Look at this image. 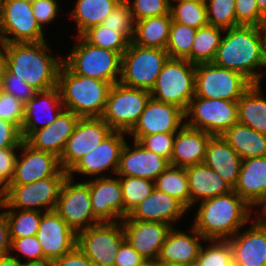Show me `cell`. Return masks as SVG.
Here are the masks:
<instances>
[{
    "mask_svg": "<svg viewBox=\"0 0 266 266\" xmlns=\"http://www.w3.org/2000/svg\"><path fill=\"white\" fill-rule=\"evenodd\" d=\"M211 244L201 246L195 266H230L233 250L228 240H207Z\"/></svg>",
    "mask_w": 266,
    "mask_h": 266,
    "instance_id": "cell-43",
    "label": "cell"
},
{
    "mask_svg": "<svg viewBox=\"0 0 266 266\" xmlns=\"http://www.w3.org/2000/svg\"><path fill=\"white\" fill-rule=\"evenodd\" d=\"M169 58L165 49L141 47L131 41L122 55L119 82L128 87L151 91Z\"/></svg>",
    "mask_w": 266,
    "mask_h": 266,
    "instance_id": "cell-8",
    "label": "cell"
},
{
    "mask_svg": "<svg viewBox=\"0 0 266 266\" xmlns=\"http://www.w3.org/2000/svg\"><path fill=\"white\" fill-rule=\"evenodd\" d=\"M22 266H51L49 260L22 263Z\"/></svg>",
    "mask_w": 266,
    "mask_h": 266,
    "instance_id": "cell-60",
    "label": "cell"
},
{
    "mask_svg": "<svg viewBox=\"0 0 266 266\" xmlns=\"http://www.w3.org/2000/svg\"><path fill=\"white\" fill-rule=\"evenodd\" d=\"M58 8L59 5L56 0H36L32 2V12L42 29L44 24L51 23L56 18Z\"/></svg>",
    "mask_w": 266,
    "mask_h": 266,
    "instance_id": "cell-53",
    "label": "cell"
},
{
    "mask_svg": "<svg viewBox=\"0 0 266 266\" xmlns=\"http://www.w3.org/2000/svg\"><path fill=\"white\" fill-rule=\"evenodd\" d=\"M158 266H195V264L184 265V264L158 263Z\"/></svg>",
    "mask_w": 266,
    "mask_h": 266,
    "instance_id": "cell-64",
    "label": "cell"
},
{
    "mask_svg": "<svg viewBox=\"0 0 266 266\" xmlns=\"http://www.w3.org/2000/svg\"><path fill=\"white\" fill-rule=\"evenodd\" d=\"M253 221L250 228L239 230L228 239L233 250V261L240 266L266 265V223L259 217Z\"/></svg>",
    "mask_w": 266,
    "mask_h": 266,
    "instance_id": "cell-23",
    "label": "cell"
},
{
    "mask_svg": "<svg viewBox=\"0 0 266 266\" xmlns=\"http://www.w3.org/2000/svg\"><path fill=\"white\" fill-rule=\"evenodd\" d=\"M251 85L241 73L213 62L195 65L196 97L238 101Z\"/></svg>",
    "mask_w": 266,
    "mask_h": 266,
    "instance_id": "cell-10",
    "label": "cell"
},
{
    "mask_svg": "<svg viewBox=\"0 0 266 266\" xmlns=\"http://www.w3.org/2000/svg\"><path fill=\"white\" fill-rule=\"evenodd\" d=\"M54 211L76 234L100 223L93 215L88 184L75 183L69 176L61 186Z\"/></svg>",
    "mask_w": 266,
    "mask_h": 266,
    "instance_id": "cell-14",
    "label": "cell"
},
{
    "mask_svg": "<svg viewBox=\"0 0 266 266\" xmlns=\"http://www.w3.org/2000/svg\"><path fill=\"white\" fill-rule=\"evenodd\" d=\"M42 213L38 210H4L8 222L10 239L37 235Z\"/></svg>",
    "mask_w": 266,
    "mask_h": 266,
    "instance_id": "cell-38",
    "label": "cell"
},
{
    "mask_svg": "<svg viewBox=\"0 0 266 266\" xmlns=\"http://www.w3.org/2000/svg\"><path fill=\"white\" fill-rule=\"evenodd\" d=\"M184 111L150 97L139 121L128 135L135 141L156 133H176L185 124Z\"/></svg>",
    "mask_w": 266,
    "mask_h": 266,
    "instance_id": "cell-16",
    "label": "cell"
},
{
    "mask_svg": "<svg viewBox=\"0 0 266 266\" xmlns=\"http://www.w3.org/2000/svg\"><path fill=\"white\" fill-rule=\"evenodd\" d=\"M81 36L94 46L109 49L121 55L127 50L130 43L120 32L101 24L91 27Z\"/></svg>",
    "mask_w": 266,
    "mask_h": 266,
    "instance_id": "cell-42",
    "label": "cell"
},
{
    "mask_svg": "<svg viewBox=\"0 0 266 266\" xmlns=\"http://www.w3.org/2000/svg\"><path fill=\"white\" fill-rule=\"evenodd\" d=\"M203 163L234 188L238 180L242 159L222 136L210 138L206 146Z\"/></svg>",
    "mask_w": 266,
    "mask_h": 266,
    "instance_id": "cell-30",
    "label": "cell"
},
{
    "mask_svg": "<svg viewBox=\"0 0 266 266\" xmlns=\"http://www.w3.org/2000/svg\"><path fill=\"white\" fill-rule=\"evenodd\" d=\"M45 41L6 43L7 70L23 79L37 91L57 86L58 72L63 64L61 56L54 57Z\"/></svg>",
    "mask_w": 266,
    "mask_h": 266,
    "instance_id": "cell-3",
    "label": "cell"
},
{
    "mask_svg": "<svg viewBox=\"0 0 266 266\" xmlns=\"http://www.w3.org/2000/svg\"><path fill=\"white\" fill-rule=\"evenodd\" d=\"M208 24L219 28L236 27L235 0H205Z\"/></svg>",
    "mask_w": 266,
    "mask_h": 266,
    "instance_id": "cell-44",
    "label": "cell"
},
{
    "mask_svg": "<svg viewBox=\"0 0 266 266\" xmlns=\"http://www.w3.org/2000/svg\"><path fill=\"white\" fill-rule=\"evenodd\" d=\"M51 266H95L76 246L68 254L50 261Z\"/></svg>",
    "mask_w": 266,
    "mask_h": 266,
    "instance_id": "cell-55",
    "label": "cell"
},
{
    "mask_svg": "<svg viewBox=\"0 0 266 266\" xmlns=\"http://www.w3.org/2000/svg\"><path fill=\"white\" fill-rule=\"evenodd\" d=\"M236 27L261 26L263 15L257 8L256 0H235Z\"/></svg>",
    "mask_w": 266,
    "mask_h": 266,
    "instance_id": "cell-51",
    "label": "cell"
},
{
    "mask_svg": "<svg viewBox=\"0 0 266 266\" xmlns=\"http://www.w3.org/2000/svg\"><path fill=\"white\" fill-rule=\"evenodd\" d=\"M24 106L15 96L0 90V119L15 124L20 130L24 120Z\"/></svg>",
    "mask_w": 266,
    "mask_h": 266,
    "instance_id": "cell-47",
    "label": "cell"
},
{
    "mask_svg": "<svg viewBox=\"0 0 266 266\" xmlns=\"http://www.w3.org/2000/svg\"><path fill=\"white\" fill-rule=\"evenodd\" d=\"M145 258L125 241L115 256L114 266H137Z\"/></svg>",
    "mask_w": 266,
    "mask_h": 266,
    "instance_id": "cell-56",
    "label": "cell"
},
{
    "mask_svg": "<svg viewBox=\"0 0 266 266\" xmlns=\"http://www.w3.org/2000/svg\"><path fill=\"white\" fill-rule=\"evenodd\" d=\"M261 27L265 31V34H266V25H261Z\"/></svg>",
    "mask_w": 266,
    "mask_h": 266,
    "instance_id": "cell-69",
    "label": "cell"
},
{
    "mask_svg": "<svg viewBox=\"0 0 266 266\" xmlns=\"http://www.w3.org/2000/svg\"><path fill=\"white\" fill-rule=\"evenodd\" d=\"M200 203L192 226L206 240H228L249 223L253 212L234 190Z\"/></svg>",
    "mask_w": 266,
    "mask_h": 266,
    "instance_id": "cell-2",
    "label": "cell"
},
{
    "mask_svg": "<svg viewBox=\"0 0 266 266\" xmlns=\"http://www.w3.org/2000/svg\"><path fill=\"white\" fill-rule=\"evenodd\" d=\"M125 241L121 221L102 222L77 234V247L95 266H114L115 256Z\"/></svg>",
    "mask_w": 266,
    "mask_h": 266,
    "instance_id": "cell-12",
    "label": "cell"
},
{
    "mask_svg": "<svg viewBox=\"0 0 266 266\" xmlns=\"http://www.w3.org/2000/svg\"><path fill=\"white\" fill-rule=\"evenodd\" d=\"M19 256H12L11 253L0 256V266H22Z\"/></svg>",
    "mask_w": 266,
    "mask_h": 266,
    "instance_id": "cell-59",
    "label": "cell"
},
{
    "mask_svg": "<svg viewBox=\"0 0 266 266\" xmlns=\"http://www.w3.org/2000/svg\"><path fill=\"white\" fill-rule=\"evenodd\" d=\"M89 186L91 208L100 222H117L124 219L123 192L120 179L95 177L86 181Z\"/></svg>",
    "mask_w": 266,
    "mask_h": 266,
    "instance_id": "cell-18",
    "label": "cell"
},
{
    "mask_svg": "<svg viewBox=\"0 0 266 266\" xmlns=\"http://www.w3.org/2000/svg\"><path fill=\"white\" fill-rule=\"evenodd\" d=\"M7 71L6 43L0 40V87Z\"/></svg>",
    "mask_w": 266,
    "mask_h": 266,
    "instance_id": "cell-58",
    "label": "cell"
},
{
    "mask_svg": "<svg viewBox=\"0 0 266 266\" xmlns=\"http://www.w3.org/2000/svg\"><path fill=\"white\" fill-rule=\"evenodd\" d=\"M126 142L122 149L116 176H130L155 181L170 166L167 158L147 150L138 141L134 146Z\"/></svg>",
    "mask_w": 266,
    "mask_h": 266,
    "instance_id": "cell-21",
    "label": "cell"
},
{
    "mask_svg": "<svg viewBox=\"0 0 266 266\" xmlns=\"http://www.w3.org/2000/svg\"><path fill=\"white\" fill-rule=\"evenodd\" d=\"M125 240L145 259L157 260L171 225L160 222L122 220Z\"/></svg>",
    "mask_w": 266,
    "mask_h": 266,
    "instance_id": "cell-22",
    "label": "cell"
},
{
    "mask_svg": "<svg viewBox=\"0 0 266 266\" xmlns=\"http://www.w3.org/2000/svg\"><path fill=\"white\" fill-rule=\"evenodd\" d=\"M124 132L113 131L91 152L84 155L69 171L73 178L74 172L85 175L107 177L102 175L107 169H112L116 175L121 152L126 144ZM101 173V175H100Z\"/></svg>",
    "mask_w": 266,
    "mask_h": 266,
    "instance_id": "cell-17",
    "label": "cell"
},
{
    "mask_svg": "<svg viewBox=\"0 0 266 266\" xmlns=\"http://www.w3.org/2000/svg\"><path fill=\"white\" fill-rule=\"evenodd\" d=\"M67 176L68 173L60 169L54 176L30 184L7 185L3 189L2 208L41 212L53 211L59 198L61 186Z\"/></svg>",
    "mask_w": 266,
    "mask_h": 266,
    "instance_id": "cell-6",
    "label": "cell"
},
{
    "mask_svg": "<svg viewBox=\"0 0 266 266\" xmlns=\"http://www.w3.org/2000/svg\"><path fill=\"white\" fill-rule=\"evenodd\" d=\"M22 141L21 130L15 124L0 119V149L20 147Z\"/></svg>",
    "mask_w": 266,
    "mask_h": 266,
    "instance_id": "cell-54",
    "label": "cell"
},
{
    "mask_svg": "<svg viewBox=\"0 0 266 266\" xmlns=\"http://www.w3.org/2000/svg\"><path fill=\"white\" fill-rule=\"evenodd\" d=\"M197 29L172 22L165 50L172 59H186L191 63V48Z\"/></svg>",
    "mask_w": 266,
    "mask_h": 266,
    "instance_id": "cell-40",
    "label": "cell"
},
{
    "mask_svg": "<svg viewBox=\"0 0 266 266\" xmlns=\"http://www.w3.org/2000/svg\"><path fill=\"white\" fill-rule=\"evenodd\" d=\"M213 63L237 71L252 84H260L266 68V34L261 26L240 25L224 30ZM257 71V72H256Z\"/></svg>",
    "mask_w": 266,
    "mask_h": 266,
    "instance_id": "cell-1",
    "label": "cell"
},
{
    "mask_svg": "<svg viewBox=\"0 0 266 266\" xmlns=\"http://www.w3.org/2000/svg\"><path fill=\"white\" fill-rule=\"evenodd\" d=\"M233 190L251 207L266 202V156L242 160Z\"/></svg>",
    "mask_w": 266,
    "mask_h": 266,
    "instance_id": "cell-27",
    "label": "cell"
},
{
    "mask_svg": "<svg viewBox=\"0 0 266 266\" xmlns=\"http://www.w3.org/2000/svg\"><path fill=\"white\" fill-rule=\"evenodd\" d=\"M171 24V14L136 21L132 42L141 47L165 49L169 39Z\"/></svg>",
    "mask_w": 266,
    "mask_h": 266,
    "instance_id": "cell-34",
    "label": "cell"
},
{
    "mask_svg": "<svg viewBox=\"0 0 266 266\" xmlns=\"http://www.w3.org/2000/svg\"><path fill=\"white\" fill-rule=\"evenodd\" d=\"M70 54L63 58V64L75 75L87 76L109 82L118 83L121 77L122 55L118 52L94 46L82 36Z\"/></svg>",
    "mask_w": 266,
    "mask_h": 266,
    "instance_id": "cell-5",
    "label": "cell"
},
{
    "mask_svg": "<svg viewBox=\"0 0 266 266\" xmlns=\"http://www.w3.org/2000/svg\"><path fill=\"white\" fill-rule=\"evenodd\" d=\"M242 160L266 156V135L236 123L221 135Z\"/></svg>",
    "mask_w": 266,
    "mask_h": 266,
    "instance_id": "cell-32",
    "label": "cell"
},
{
    "mask_svg": "<svg viewBox=\"0 0 266 266\" xmlns=\"http://www.w3.org/2000/svg\"><path fill=\"white\" fill-rule=\"evenodd\" d=\"M0 22H1V0H0Z\"/></svg>",
    "mask_w": 266,
    "mask_h": 266,
    "instance_id": "cell-70",
    "label": "cell"
},
{
    "mask_svg": "<svg viewBox=\"0 0 266 266\" xmlns=\"http://www.w3.org/2000/svg\"><path fill=\"white\" fill-rule=\"evenodd\" d=\"M122 0H77L71 17L75 19L78 36L100 25Z\"/></svg>",
    "mask_w": 266,
    "mask_h": 266,
    "instance_id": "cell-35",
    "label": "cell"
},
{
    "mask_svg": "<svg viewBox=\"0 0 266 266\" xmlns=\"http://www.w3.org/2000/svg\"><path fill=\"white\" fill-rule=\"evenodd\" d=\"M36 236L49 261L68 254L77 246V234L54 210L42 214Z\"/></svg>",
    "mask_w": 266,
    "mask_h": 266,
    "instance_id": "cell-19",
    "label": "cell"
},
{
    "mask_svg": "<svg viewBox=\"0 0 266 266\" xmlns=\"http://www.w3.org/2000/svg\"><path fill=\"white\" fill-rule=\"evenodd\" d=\"M150 91L115 83L111 86L102 119L113 131L129 134L150 99Z\"/></svg>",
    "mask_w": 266,
    "mask_h": 266,
    "instance_id": "cell-9",
    "label": "cell"
},
{
    "mask_svg": "<svg viewBox=\"0 0 266 266\" xmlns=\"http://www.w3.org/2000/svg\"><path fill=\"white\" fill-rule=\"evenodd\" d=\"M44 38L43 29L32 12V2L1 0L0 40L26 43L45 41Z\"/></svg>",
    "mask_w": 266,
    "mask_h": 266,
    "instance_id": "cell-13",
    "label": "cell"
},
{
    "mask_svg": "<svg viewBox=\"0 0 266 266\" xmlns=\"http://www.w3.org/2000/svg\"><path fill=\"white\" fill-rule=\"evenodd\" d=\"M171 4L170 14L172 22H178L192 28H201L208 25L205 1L183 0Z\"/></svg>",
    "mask_w": 266,
    "mask_h": 266,
    "instance_id": "cell-39",
    "label": "cell"
},
{
    "mask_svg": "<svg viewBox=\"0 0 266 266\" xmlns=\"http://www.w3.org/2000/svg\"><path fill=\"white\" fill-rule=\"evenodd\" d=\"M175 133H156L142 137L138 142L147 150L153 151L170 161Z\"/></svg>",
    "mask_w": 266,
    "mask_h": 266,
    "instance_id": "cell-50",
    "label": "cell"
},
{
    "mask_svg": "<svg viewBox=\"0 0 266 266\" xmlns=\"http://www.w3.org/2000/svg\"><path fill=\"white\" fill-rule=\"evenodd\" d=\"M113 130L101 117L79 118L59 158L61 169L68 171L97 147Z\"/></svg>",
    "mask_w": 266,
    "mask_h": 266,
    "instance_id": "cell-15",
    "label": "cell"
},
{
    "mask_svg": "<svg viewBox=\"0 0 266 266\" xmlns=\"http://www.w3.org/2000/svg\"><path fill=\"white\" fill-rule=\"evenodd\" d=\"M170 1L175 2V1H183V0H170ZM192 1H205V0H192Z\"/></svg>",
    "mask_w": 266,
    "mask_h": 266,
    "instance_id": "cell-67",
    "label": "cell"
},
{
    "mask_svg": "<svg viewBox=\"0 0 266 266\" xmlns=\"http://www.w3.org/2000/svg\"><path fill=\"white\" fill-rule=\"evenodd\" d=\"M123 192L124 218L145 200L155 188V181L144 178L119 176Z\"/></svg>",
    "mask_w": 266,
    "mask_h": 266,
    "instance_id": "cell-41",
    "label": "cell"
},
{
    "mask_svg": "<svg viewBox=\"0 0 266 266\" xmlns=\"http://www.w3.org/2000/svg\"><path fill=\"white\" fill-rule=\"evenodd\" d=\"M16 149L18 150L20 147L0 149V187L3 189L10 183L15 173Z\"/></svg>",
    "mask_w": 266,
    "mask_h": 266,
    "instance_id": "cell-52",
    "label": "cell"
},
{
    "mask_svg": "<svg viewBox=\"0 0 266 266\" xmlns=\"http://www.w3.org/2000/svg\"><path fill=\"white\" fill-rule=\"evenodd\" d=\"M230 266H240L238 264H236L234 261L230 264Z\"/></svg>",
    "mask_w": 266,
    "mask_h": 266,
    "instance_id": "cell-68",
    "label": "cell"
},
{
    "mask_svg": "<svg viewBox=\"0 0 266 266\" xmlns=\"http://www.w3.org/2000/svg\"><path fill=\"white\" fill-rule=\"evenodd\" d=\"M10 236L4 210L0 213V256L10 253Z\"/></svg>",
    "mask_w": 266,
    "mask_h": 266,
    "instance_id": "cell-57",
    "label": "cell"
},
{
    "mask_svg": "<svg viewBox=\"0 0 266 266\" xmlns=\"http://www.w3.org/2000/svg\"><path fill=\"white\" fill-rule=\"evenodd\" d=\"M10 241V252L12 250L20 252L27 258L24 263L47 260L36 235L10 239Z\"/></svg>",
    "mask_w": 266,
    "mask_h": 266,
    "instance_id": "cell-49",
    "label": "cell"
},
{
    "mask_svg": "<svg viewBox=\"0 0 266 266\" xmlns=\"http://www.w3.org/2000/svg\"><path fill=\"white\" fill-rule=\"evenodd\" d=\"M211 134L183 125L176 133L170 165L186 168L202 164Z\"/></svg>",
    "mask_w": 266,
    "mask_h": 266,
    "instance_id": "cell-28",
    "label": "cell"
},
{
    "mask_svg": "<svg viewBox=\"0 0 266 266\" xmlns=\"http://www.w3.org/2000/svg\"><path fill=\"white\" fill-rule=\"evenodd\" d=\"M238 123L266 135V98L260 84H252L237 101Z\"/></svg>",
    "mask_w": 266,
    "mask_h": 266,
    "instance_id": "cell-33",
    "label": "cell"
},
{
    "mask_svg": "<svg viewBox=\"0 0 266 266\" xmlns=\"http://www.w3.org/2000/svg\"><path fill=\"white\" fill-rule=\"evenodd\" d=\"M137 266H158V261L157 260H153V259H144Z\"/></svg>",
    "mask_w": 266,
    "mask_h": 266,
    "instance_id": "cell-62",
    "label": "cell"
},
{
    "mask_svg": "<svg viewBox=\"0 0 266 266\" xmlns=\"http://www.w3.org/2000/svg\"><path fill=\"white\" fill-rule=\"evenodd\" d=\"M188 209L176 198L154 188L151 194L123 220L160 222L171 225L178 222Z\"/></svg>",
    "mask_w": 266,
    "mask_h": 266,
    "instance_id": "cell-25",
    "label": "cell"
},
{
    "mask_svg": "<svg viewBox=\"0 0 266 266\" xmlns=\"http://www.w3.org/2000/svg\"><path fill=\"white\" fill-rule=\"evenodd\" d=\"M79 117L64 109L50 125L35 130L25 141L34 149L60 158Z\"/></svg>",
    "mask_w": 266,
    "mask_h": 266,
    "instance_id": "cell-26",
    "label": "cell"
},
{
    "mask_svg": "<svg viewBox=\"0 0 266 266\" xmlns=\"http://www.w3.org/2000/svg\"><path fill=\"white\" fill-rule=\"evenodd\" d=\"M184 113L185 125L212 136H221L228 128L238 123L237 101L194 96Z\"/></svg>",
    "mask_w": 266,
    "mask_h": 266,
    "instance_id": "cell-11",
    "label": "cell"
},
{
    "mask_svg": "<svg viewBox=\"0 0 266 266\" xmlns=\"http://www.w3.org/2000/svg\"><path fill=\"white\" fill-rule=\"evenodd\" d=\"M111 86L109 82L75 75L64 64L58 72L62 104L79 118L102 117Z\"/></svg>",
    "mask_w": 266,
    "mask_h": 266,
    "instance_id": "cell-4",
    "label": "cell"
},
{
    "mask_svg": "<svg viewBox=\"0 0 266 266\" xmlns=\"http://www.w3.org/2000/svg\"><path fill=\"white\" fill-rule=\"evenodd\" d=\"M224 29L213 25L198 28L191 48V63L201 64L214 61Z\"/></svg>",
    "mask_w": 266,
    "mask_h": 266,
    "instance_id": "cell-36",
    "label": "cell"
},
{
    "mask_svg": "<svg viewBox=\"0 0 266 266\" xmlns=\"http://www.w3.org/2000/svg\"><path fill=\"white\" fill-rule=\"evenodd\" d=\"M261 209H262L261 214H262V216H264V217L260 216L259 218H260L264 223H266V202L261 206Z\"/></svg>",
    "mask_w": 266,
    "mask_h": 266,
    "instance_id": "cell-63",
    "label": "cell"
},
{
    "mask_svg": "<svg viewBox=\"0 0 266 266\" xmlns=\"http://www.w3.org/2000/svg\"><path fill=\"white\" fill-rule=\"evenodd\" d=\"M134 21L170 14V0H126Z\"/></svg>",
    "mask_w": 266,
    "mask_h": 266,
    "instance_id": "cell-46",
    "label": "cell"
},
{
    "mask_svg": "<svg viewBox=\"0 0 266 266\" xmlns=\"http://www.w3.org/2000/svg\"><path fill=\"white\" fill-rule=\"evenodd\" d=\"M259 12L264 16L266 13V0H256Z\"/></svg>",
    "mask_w": 266,
    "mask_h": 266,
    "instance_id": "cell-61",
    "label": "cell"
},
{
    "mask_svg": "<svg viewBox=\"0 0 266 266\" xmlns=\"http://www.w3.org/2000/svg\"><path fill=\"white\" fill-rule=\"evenodd\" d=\"M261 25H266V13H265V15L263 16V20H262Z\"/></svg>",
    "mask_w": 266,
    "mask_h": 266,
    "instance_id": "cell-66",
    "label": "cell"
},
{
    "mask_svg": "<svg viewBox=\"0 0 266 266\" xmlns=\"http://www.w3.org/2000/svg\"><path fill=\"white\" fill-rule=\"evenodd\" d=\"M101 25L120 32L129 42L133 41L135 21L126 0H122Z\"/></svg>",
    "mask_w": 266,
    "mask_h": 266,
    "instance_id": "cell-45",
    "label": "cell"
},
{
    "mask_svg": "<svg viewBox=\"0 0 266 266\" xmlns=\"http://www.w3.org/2000/svg\"><path fill=\"white\" fill-rule=\"evenodd\" d=\"M195 93V64L169 58L159 73L151 97L186 111Z\"/></svg>",
    "mask_w": 266,
    "mask_h": 266,
    "instance_id": "cell-7",
    "label": "cell"
},
{
    "mask_svg": "<svg viewBox=\"0 0 266 266\" xmlns=\"http://www.w3.org/2000/svg\"><path fill=\"white\" fill-rule=\"evenodd\" d=\"M21 155L17 156L15 173L8 185H24L52 177L60 169L59 158L34 149L25 140L20 144Z\"/></svg>",
    "mask_w": 266,
    "mask_h": 266,
    "instance_id": "cell-20",
    "label": "cell"
},
{
    "mask_svg": "<svg viewBox=\"0 0 266 266\" xmlns=\"http://www.w3.org/2000/svg\"><path fill=\"white\" fill-rule=\"evenodd\" d=\"M155 188L176 198L190 210V192L185 168L170 165L156 178Z\"/></svg>",
    "mask_w": 266,
    "mask_h": 266,
    "instance_id": "cell-37",
    "label": "cell"
},
{
    "mask_svg": "<svg viewBox=\"0 0 266 266\" xmlns=\"http://www.w3.org/2000/svg\"><path fill=\"white\" fill-rule=\"evenodd\" d=\"M191 234L172 227L161 248L158 263L168 264H195L201 241H207L193 226L190 227Z\"/></svg>",
    "mask_w": 266,
    "mask_h": 266,
    "instance_id": "cell-29",
    "label": "cell"
},
{
    "mask_svg": "<svg viewBox=\"0 0 266 266\" xmlns=\"http://www.w3.org/2000/svg\"><path fill=\"white\" fill-rule=\"evenodd\" d=\"M64 109L57 86L46 91H38L24 106V120L21 128L23 140H26L35 130L53 123ZM41 115L44 117L42 118Z\"/></svg>",
    "mask_w": 266,
    "mask_h": 266,
    "instance_id": "cell-24",
    "label": "cell"
},
{
    "mask_svg": "<svg viewBox=\"0 0 266 266\" xmlns=\"http://www.w3.org/2000/svg\"><path fill=\"white\" fill-rule=\"evenodd\" d=\"M3 202H4L3 188L0 187V209L2 208Z\"/></svg>",
    "mask_w": 266,
    "mask_h": 266,
    "instance_id": "cell-65",
    "label": "cell"
},
{
    "mask_svg": "<svg viewBox=\"0 0 266 266\" xmlns=\"http://www.w3.org/2000/svg\"><path fill=\"white\" fill-rule=\"evenodd\" d=\"M185 169L190 192V210L200 200L224 195L233 190L225 180L204 163L189 166Z\"/></svg>",
    "mask_w": 266,
    "mask_h": 266,
    "instance_id": "cell-31",
    "label": "cell"
},
{
    "mask_svg": "<svg viewBox=\"0 0 266 266\" xmlns=\"http://www.w3.org/2000/svg\"><path fill=\"white\" fill-rule=\"evenodd\" d=\"M0 90L15 96L23 104H26L38 92L35 88L27 84L23 79L17 78L16 75L8 70L2 80Z\"/></svg>",
    "mask_w": 266,
    "mask_h": 266,
    "instance_id": "cell-48",
    "label": "cell"
}]
</instances>
